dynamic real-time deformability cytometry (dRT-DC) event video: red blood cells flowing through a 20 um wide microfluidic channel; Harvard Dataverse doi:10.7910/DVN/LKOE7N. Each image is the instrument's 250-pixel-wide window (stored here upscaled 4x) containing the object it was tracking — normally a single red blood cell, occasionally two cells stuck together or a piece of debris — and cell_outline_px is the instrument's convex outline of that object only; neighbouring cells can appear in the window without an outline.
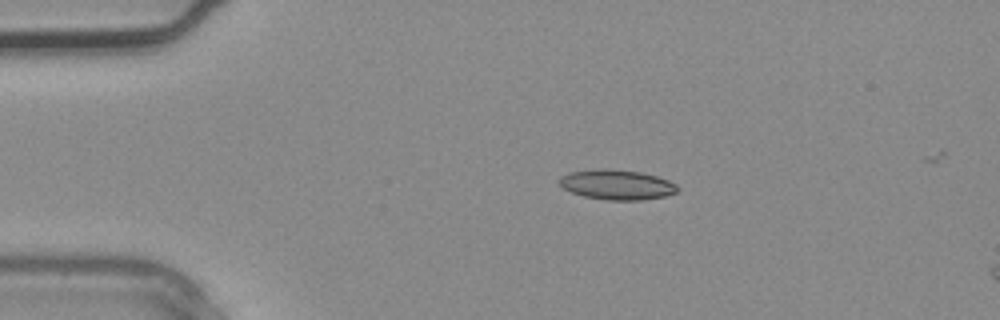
{"species": "common noctule bat (a hibernating species)", "species_latin": "Nyctalus noctula", "temperature_condition": "warm", "stored_images_in_passage": 2, "camera_frame_rate_fps": 3000, "um_per_image_px": 0.085, "animal": {"sex": "male", "body_mass_g": 20.4}, "frame": {"image": 1, "passage_image": 1, "time_ms": 0.0, "image_size_px": [1000, 320], "cell_outline_px": [[680, 188], [676, 192], [664, 196], [640, 200], [604, 200], [584, 196], [572, 192], [564, 188], [556, 180], [560, 176], [568, 172], [596, 168], [608, 168], [640, 172], [656, 176], [668, 180], [676, 184]], "centroid_in_image_um": [52.39, 15.68], "position_along_channel_um": 32.6, "area_um2": 20.81}}